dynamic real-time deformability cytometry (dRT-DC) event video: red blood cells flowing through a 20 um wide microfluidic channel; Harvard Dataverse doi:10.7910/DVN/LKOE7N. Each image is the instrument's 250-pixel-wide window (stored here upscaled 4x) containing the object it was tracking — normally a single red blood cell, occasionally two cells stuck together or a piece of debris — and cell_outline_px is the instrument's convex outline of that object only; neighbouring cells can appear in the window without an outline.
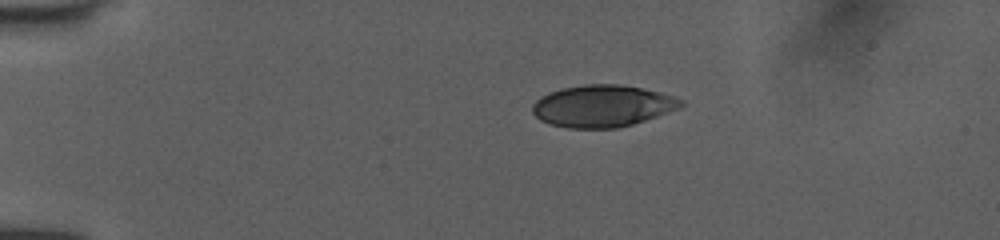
{"species": "human", "species_latin": "Homo sapiens", "temperature_condition": "room temperature", "stored_images_in_passage": 41, "camera_frame_rate_fps": 3000, "um_per_image_px": 0.085, "donor": {"sex": "female"}, "frame": {"image": 1, "passage_image": 1, "time_ms": 0.0, "image_size_px": [1000, 240], "cell_outline_px": [[684, 104], [680, 108], [632, 124], [616, 128], [568, 128], [552, 124], [540, 120], [532, 112], [532, 104], [540, 96], [564, 88], [584, 84], [620, 84], [640, 88], [672, 96], [684, 100]], "centroid_in_image_um": [51.19, 9.01], "position_along_channel_um": 33.8, "area_um2": 35.89}}
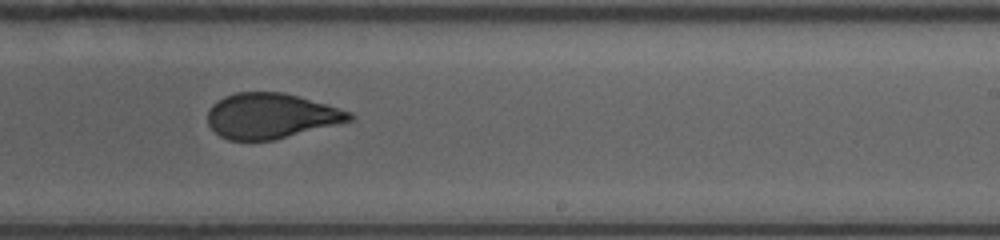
{"frame": {"image": 2, "passage_image": 23, "time_ms": 7.333, "image_size_px": [1000, 240], "cell_outline_px": [[356, 116], [352, 120], [272, 140], [228, 140], [220, 136], [208, 124], [208, 112], [212, 104], [224, 96], [236, 92], [284, 92], [352, 112]], "centroid_in_image_um": [23.01, 9.84], "position_along_channel_um": 266.0, "area_um2": 37.05}}
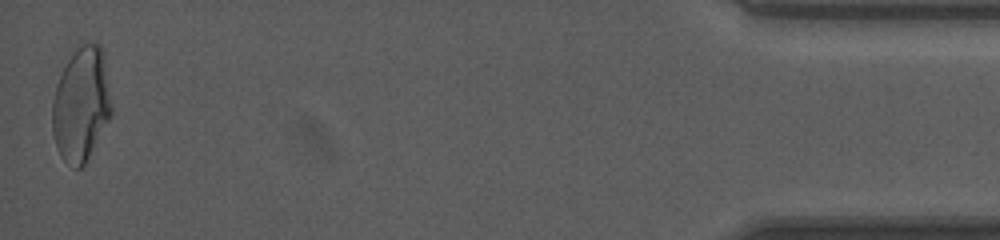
{"frame": {"image": 3, "passage_image": 41, "time_ms": 13.333, "image_size_px": [1000, 240], "cell_outline_px": [[112, 116], [84, 164], [80, 168], [76, 168], [64, 160], [60, 156], [52, 132], [52, 100], [56, 84], [68, 60], [84, 44], [100, 44], [104, 52], [112, 108]], "centroid_in_image_um": [6.91, 8.9], "position_along_channel_um": 428.3, "area_um2": 39.07}, "authors_computed_cell_mechanics": {"area_um2": 38.2058, "velocity_mm_per_s": 4.0577, "shape_relaxation_time_tau1_ms": 7.0515, "shape_relaxation_time_tau2_ms": 0.963, "deformation_change_tau1": 0.1904, "deformation_change_tau2": 0.06}}